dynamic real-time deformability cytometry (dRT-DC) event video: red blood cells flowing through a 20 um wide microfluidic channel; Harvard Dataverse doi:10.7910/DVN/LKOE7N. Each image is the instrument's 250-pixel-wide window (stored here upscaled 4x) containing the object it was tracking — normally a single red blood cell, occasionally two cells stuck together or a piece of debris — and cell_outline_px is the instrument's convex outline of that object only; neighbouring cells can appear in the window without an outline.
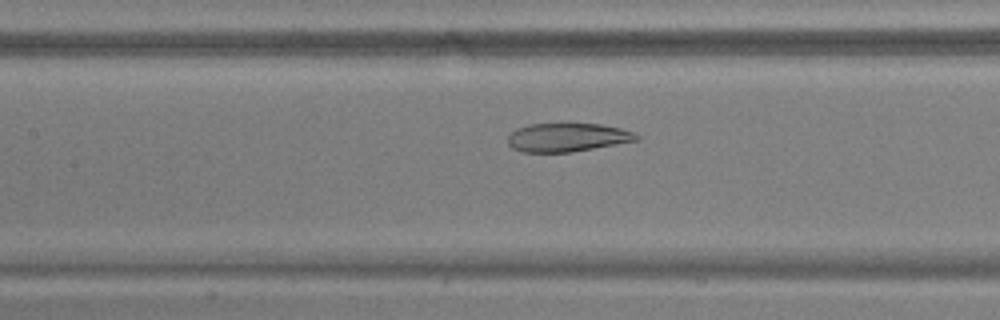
{"species": "common noctule bat (a hibernating species)", "species_latin": "Nyctalus noctula", "temperature_condition": "warm", "stored_images_in_passage": 50, "camera_frame_rate_fps": 3000, "um_per_image_px": 0.085, "animal": {"sex": "male", "body_mass_g": 17.9, "forearm_length_mm": 54.2}, "frame": {"image": 1, "passage_image": 21, "time_ms": 6.667, "image_size_px": [1000, 320], "cell_outline_px": [[640, 140], [572, 152], [520, 152], [512, 148], [508, 144], [508, 136], [516, 128], [528, 124], [564, 120], [600, 124], [620, 128], [632, 132], [640, 136]], "centroid_in_image_um": [48.2, 11.63], "position_along_channel_um": 159.2, "area_um2": 22.48}}
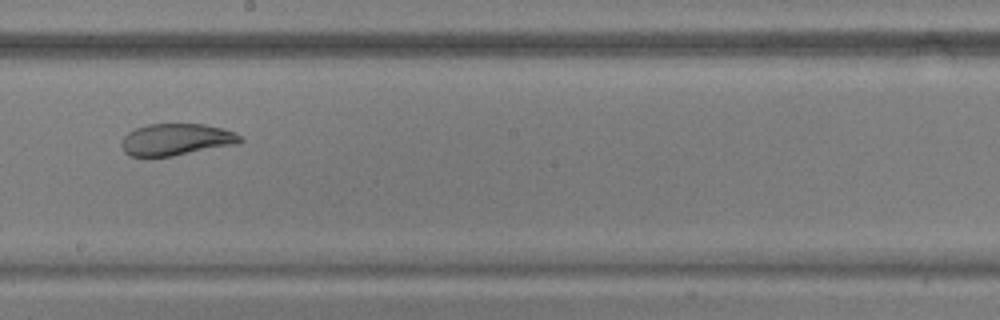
{"frame": {"image": 2, "passage_image": 27, "time_ms": 8.667, "image_size_px": [1000, 320], "cell_outline_px": [[244, 140], [236, 144], [172, 156], [128, 156], [124, 152], [120, 144], [124, 136], [128, 132], [136, 128], [148, 124], [204, 124], [224, 128], [236, 132]], "centroid_in_image_um": [14.98, 11.85], "position_along_channel_um": 233.2, "area_um2": 22.02}}
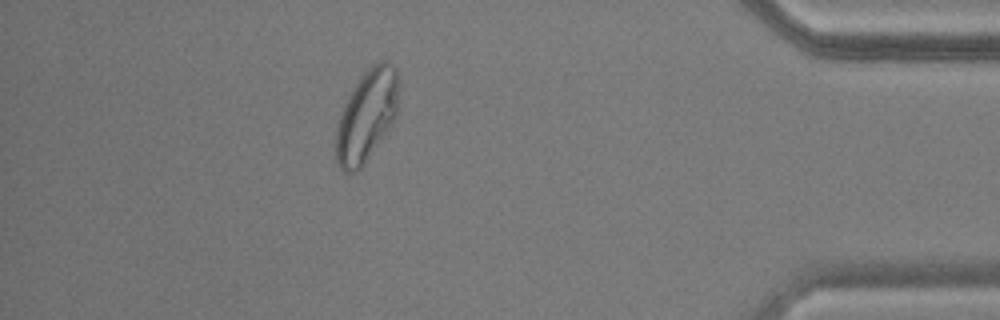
{"frame": {"image": 3, "passage_image": 44, "time_ms": 14.333, "image_size_px": [1000, 320], "cell_outline_px": [[400, 80], [396, 116], [392, 124], [384, 136], [364, 164], [356, 172], [344, 172], [340, 168], [336, 160], [336, 128], [344, 104], [352, 88], [360, 76], [372, 64], [380, 60], [388, 60], [396, 68]], "centroid_in_image_um": [31.19, 9.79], "position_along_channel_um": 404.0, "area_um2": 33.81}, "authors_computed_cell_mechanics": {"area_um2": 27.9752, "velocity_mm_per_s": 3.7191, "shape_relaxation_time_tau1_ms": null, "shape_relaxation_time_tau2_ms": 0.7849, "deformation_change_tau1": null, "deformation_change_tau2": 0.0495}}